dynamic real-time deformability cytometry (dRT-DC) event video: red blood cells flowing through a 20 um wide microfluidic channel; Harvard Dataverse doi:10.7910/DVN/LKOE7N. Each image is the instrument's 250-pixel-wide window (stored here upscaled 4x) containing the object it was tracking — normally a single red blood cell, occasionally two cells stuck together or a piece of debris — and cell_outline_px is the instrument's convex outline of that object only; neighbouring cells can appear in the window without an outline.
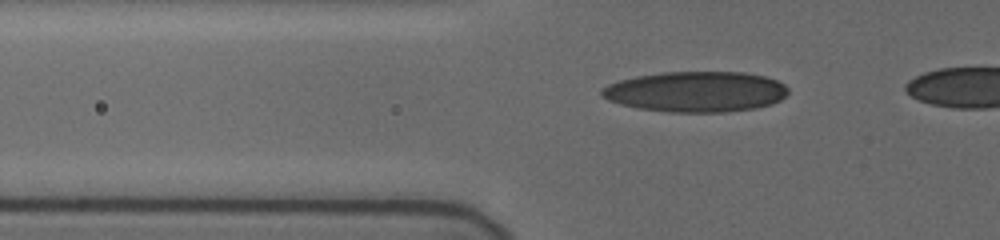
{"species": "human", "species_latin": "Homo sapiens", "temperature_condition": "cold", "stored_images_in_passage": 40, "camera_frame_rate_fps": 3000, "um_per_image_px": 0.085, "donor": {"sex": "female"}, "frame": {"image": 1, "passage_image": 9, "time_ms": 2.667, "image_size_px": [1000, 240], "cell_outline_px": [[788, 92], [780, 100], [772, 104], [756, 108], [728, 112], [668, 112], [640, 108], [620, 104], [608, 100], [600, 96], [600, 88], [608, 84], [620, 80], [636, 76], [660, 72], [744, 72], [768, 76], [784, 84], [788, 88]], "centroid_in_image_um": [59.15, 7.79], "position_along_channel_um": 66.6, "area_um2": 44.39}}
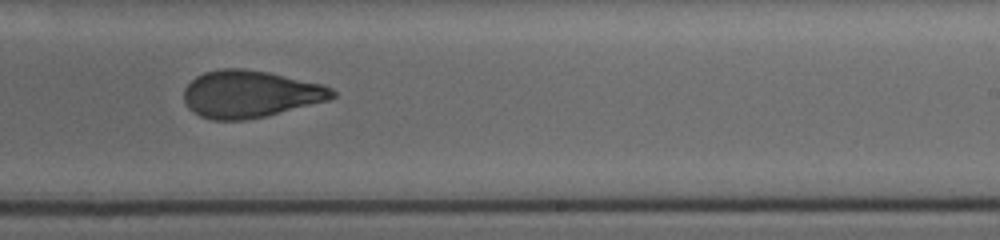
{"frame": {"image": 2, "passage_image": 26, "time_ms": 8.333, "image_size_px": [1000, 240], "cell_outline_px": [[336, 96], [328, 100], [264, 116], [244, 120], [212, 120], [200, 116], [188, 108], [184, 100], [184, 88], [196, 76], [204, 72], [220, 68], [244, 68], [268, 72], [324, 84], [332, 88], [336, 92]], "centroid_in_image_um": [21.25, 7.98], "position_along_channel_um": 267.7, "area_um2": 40.81}}
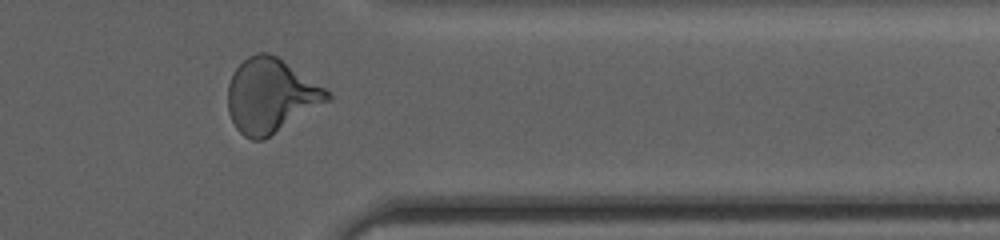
{"frame": {"image": 3, "passage_image": 36, "time_ms": 11.667, "image_size_px": [1000, 240], "cell_outline_px": [[332, 100], [264, 140], [252, 140], [244, 136], [236, 128], [228, 112], [228, 84], [232, 72], [248, 56], [256, 52], [268, 52], [276, 56], [324, 88], [332, 96]], "centroid_in_image_um": [23.0, 8.16], "position_along_channel_um": 388.4, "area_um2": 42.95}}